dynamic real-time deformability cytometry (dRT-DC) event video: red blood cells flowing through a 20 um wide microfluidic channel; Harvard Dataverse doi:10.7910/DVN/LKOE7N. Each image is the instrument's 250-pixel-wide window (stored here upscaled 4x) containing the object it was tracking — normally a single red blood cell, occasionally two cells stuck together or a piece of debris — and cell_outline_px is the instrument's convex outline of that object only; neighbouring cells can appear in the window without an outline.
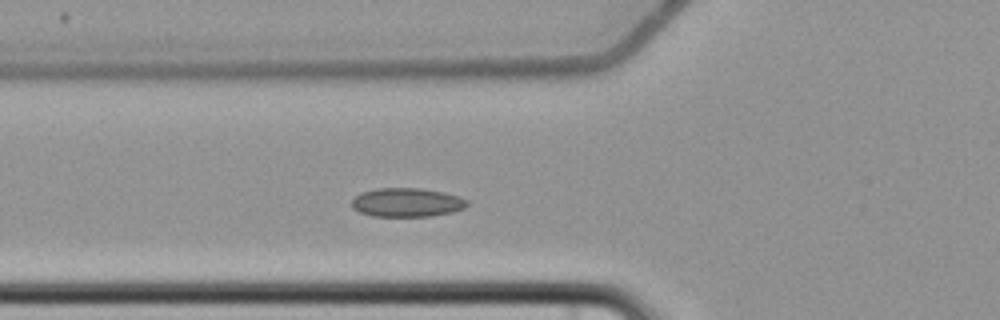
{"species": "common noctule bat (a hibernating species)", "species_latin": "Nyctalus noctula", "temperature_condition": "cold", "stored_images_in_passage": 6, "segment_of_instrument_passage": [1, 2], "camera_frame_rate_fps": 3000, "um_per_image_px": 0.085, "animal": {"sex": "female", "body_mass_g": 22.7, "forearm_length_mm": 54.2}, "frame": {"image": 1, "passage_image": 5, "time_ms": 4.667, "image_size_px": [1000, 320], "cell_outline_px": [[468, 204], [464, 208], [452, 212], [428, 216], [372, 216], [360, 212], [352, 208], [352, 200], [360, 192], [376, 188], [420, 188], [444, 192], [460, 196], [468, 200]], "centroid_in_image_um": [34.58, 17.2], "position_along_channel_um": 91.2, "area_um2": 19.48}}